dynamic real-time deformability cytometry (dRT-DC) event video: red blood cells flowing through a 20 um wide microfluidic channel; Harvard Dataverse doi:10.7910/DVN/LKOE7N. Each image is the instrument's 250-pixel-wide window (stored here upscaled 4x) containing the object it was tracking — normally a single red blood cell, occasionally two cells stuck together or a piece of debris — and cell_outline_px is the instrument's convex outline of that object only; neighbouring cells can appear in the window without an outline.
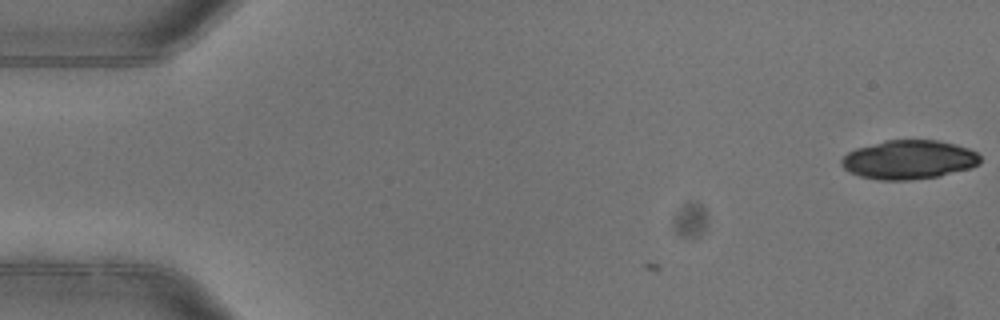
{"species": "common noctule bat (a hibernating species)", "species_latin": "Nyctalus noctula", "temperature_condition": "warm", "stored_images_in_passage": 2, "camera_frame_rate_fps": 3000, "um_per_image_px": 0.085, "animal": {"sex": "female"}, "frame": {"image": 1, "passage_image": 2, "time_ms": 0.333, "image_size_px": [1000, 320], "cell_outline_px": [[980, 164], [972, 168], [940, 176], [908, 180], [880, 180], [860, 176], [848, 172], [840, 164], [840, 160], [848, 152], [856, 148], [884, 140], [936, 140], [956, 144], [968, 148], [976, 152], [980, 156]], "centroid_in_image_um": [77.25, 13.57], "position_along_channel_um": 7.7, "area_um2": 31.73}}